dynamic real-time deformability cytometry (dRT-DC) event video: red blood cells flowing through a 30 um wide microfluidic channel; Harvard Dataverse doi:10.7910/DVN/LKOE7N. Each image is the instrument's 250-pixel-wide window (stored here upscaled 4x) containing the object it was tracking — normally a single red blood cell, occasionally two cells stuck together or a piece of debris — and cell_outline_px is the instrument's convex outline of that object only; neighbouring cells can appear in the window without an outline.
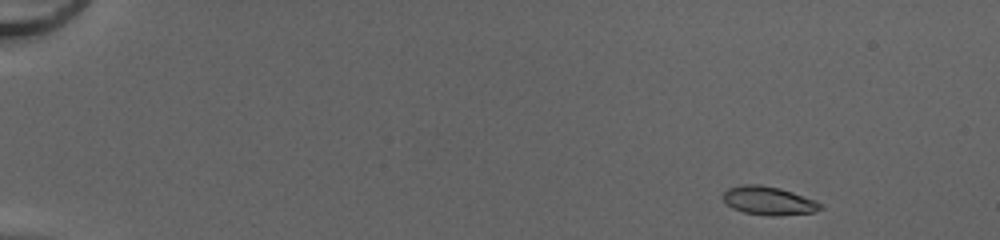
{"species": "common noctule bat (a hibernating species)", "species_latin": "Nyctalus noctula", "temperature_condition": "cold", "stored_images_in_passage": 46, "camera_frame_rate_fps": 3000, "um_per_image_px": 0.085, "animal": {"sex": "female", "body_mass_g": 20.0, "forearm_length_mm": 54.0}, "frame": {"image": 1, "passage_image": 1, "time_ms": 0.0, "image_size_px": [1000, 240], "cell_outline_px": [[824, 208], [812, 212], [780, 216], [772, 216], [744, 212], [732, 208], [720, 196], [728, 188], [744, 184], [760, 184], [780, 188], [816, 200], [824, 204]], "centroid_in_image_um": [65.35, 17.06], "position_along_channel_um": 19.6, "area_um2": 16.3}}
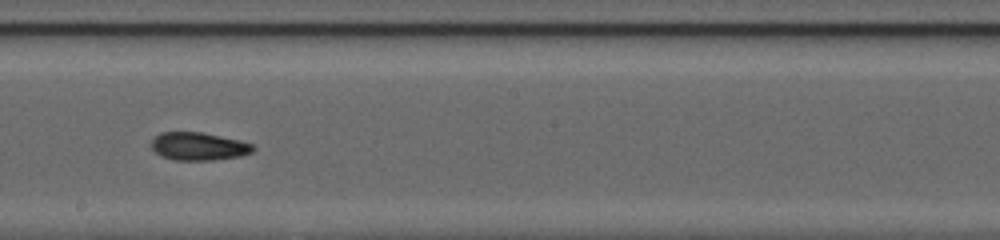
{"frame": {"image": 2, "passage_image": 26, "time_ms": 8.333, "image_size_px": [1000, 240], "cell_outline_px": [[256, 148], [252, 152], [240, 156], [212, 160], [176, 160], [160, 156], [152, 148], [152, 140], [160, 132], [204, 132], [240, 140], [256, 144]], "centroid_in_image_um": [16.93, 12.43], "position_along_channel_um": 231.3, "area_um2": 16.7}}
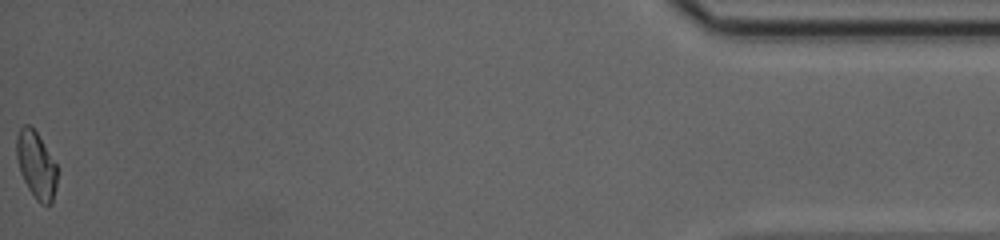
{"frame": {"image": 3, "passage_image": 46, "time_ms": 15.0, "image_size_px": [1000, 240], "cell_outline_px": [[56, 188], [52, 204], [40, 204], [36, 200], [28, 188], [20, 172], [16, 156], [16, 136], [20, 128], [24, 124], [28, 124], [36, 132], [56, 164]], "centroid_in_image_um": [3.06, 14.04], "position_along_channel_um": 432.1, "area_um2": 15.72}, "authors_computed_cell_mechanics": {"area_um2": 16.3574, "velocity_mm_per_s": 4.2485, "shape_relaxation_time_tau1_ms": 6.7862, "shape_relaxation_time_tau2_ms": 3.3004, "deformation_change_tau1": 0.1935, "deformation_change_tau2": 0.1082}}